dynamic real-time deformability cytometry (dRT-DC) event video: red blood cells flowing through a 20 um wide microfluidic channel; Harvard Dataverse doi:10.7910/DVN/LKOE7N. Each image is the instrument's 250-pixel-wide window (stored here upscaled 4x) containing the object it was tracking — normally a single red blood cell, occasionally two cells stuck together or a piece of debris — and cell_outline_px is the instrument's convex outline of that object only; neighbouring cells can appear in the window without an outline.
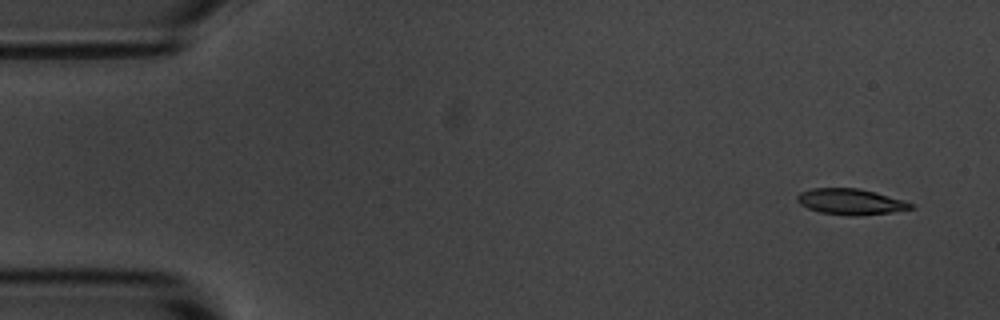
{"species": "common noctule bat (a hibernating species)", "species_latin": "Nyctalus noctula", "temperature_condition": "room temperature", "stored_images_in_passage": 4, "camera_frame_rate_fps": 3000, "um_per_image_px": 0.085, "animal": {"sex": "male", "body_mass_g": 20.1, "forearm_length_mm": 53.5}, "frame": {"image": 1, "passage_image": 1, "time_ms": 0.0, "image_size_px": [1000, 320], "cell_outline_px": [[916, 208], [892, 212], [856, 216], [852, 216], [820, 212], [808, 208], [800, 204], [796, 200], [796, 196], [800, 192], [812, 188], [860, 188], [876, 192], [904, 200], [916, 204]], "centroid_in_image_um": [72.34, 17.14], "position_along_channel_um": 12.7, "area_um2": 17.34}}
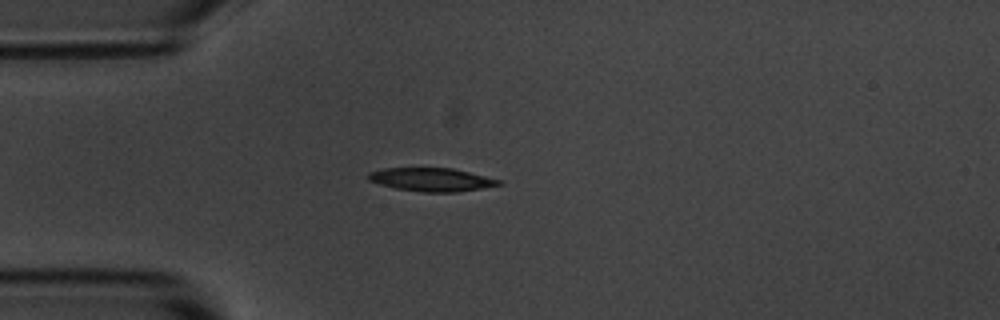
{"frame": {"image": 2, "passage_image": 4, "time_ms": 3.667, "image_size_px": [1000, 320], "cell_outline_px": [[504, 184], [456, 192], [424, 192], [396, 188], [380, 184], [368, 180], [364, 176], [368, 172], [384, 168], [452, 168], [504, 180]], "centroid_in_image_um": [36.68, 15.26], "position_along_channel_um": 48.3, "area_um2": 17.86}}